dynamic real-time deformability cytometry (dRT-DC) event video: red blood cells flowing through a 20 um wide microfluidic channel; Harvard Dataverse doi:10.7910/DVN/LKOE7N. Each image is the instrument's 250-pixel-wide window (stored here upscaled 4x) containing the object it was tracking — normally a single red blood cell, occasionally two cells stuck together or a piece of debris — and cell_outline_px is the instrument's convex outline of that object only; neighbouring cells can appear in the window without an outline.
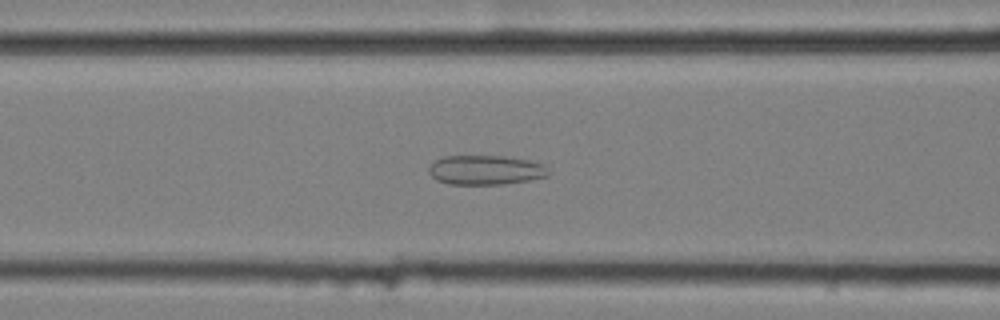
{"species": "common noctule bat (a hibernating species)", "species_latin": "Nyctalus noctula", "temperature_condition": "cold", "stored_images_in_passage": 42, "camera_frame_rate_fps": 3000, "um_per_image_px": 0.085, "animal": {"sex": "female", "body_mass_g": 25.1}, "frame": {"image": 1, "passage_image": 9, "time_ms": 2.667, "image_size_px": [1000, 320], "cell_outline_px": [[552, 172], [548, 176], [528, 180], [504, 184], [448, 184], [436, 180], [428, 172], [428, 168], [436, 160], [444, 156], [504, 156], [528, 160], [544, 164]], "centroid_in_image_um": [41.3, 14.45], "position_along_channel_um": 125.3, "area_um2": 20.63}}
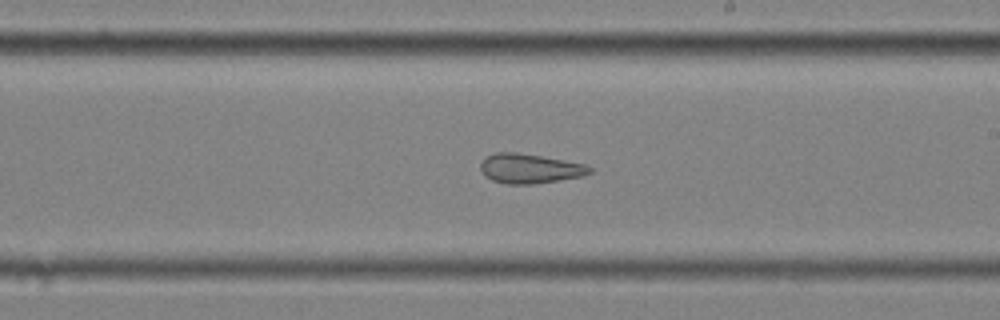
{"frame": {"image": 2, "passage_image": 19, "time_ms": 6.0, "image_size_px": [1000, 320], "cell_outline_px": [[592, 172], [584, 176], [560, 180], [532, 184], [508, 184], [492, 180], [484, 176], [480, 168], [480, 164], [488, 156], [496, 152], [516, 152], [588, 164], [592, 168]], "centroid_in_image_um": [45.06, 14.33], "position_along_channel_um": 243.9, "area_um2": 18.84}}
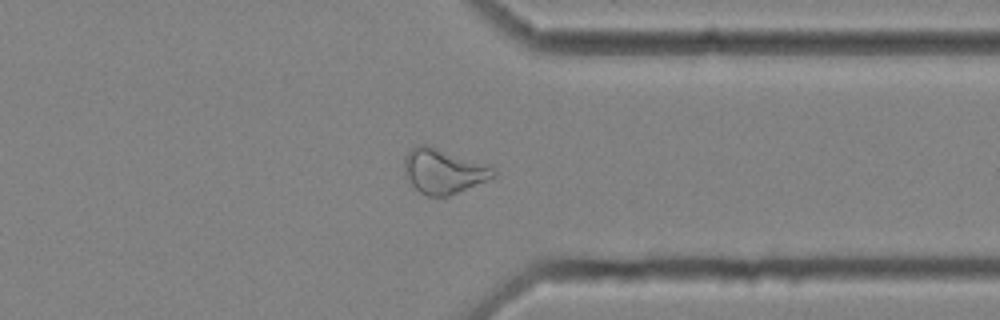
{"frame": {"image": 3, "passage_image": 30, "time_ms": 9.667, "image_size_px": [1000, 320], "cell_outline_px": [[496, 176], [448, 196], [428, 196], [420, 192], [412, 184], [404, 172], [404, 156], [412, 148], [420, 144], [428, 144], [492, 164], [496, 172]], "centroid_in_image_um": [37.73, 14.5], "position_along_channel_um": 373.7, "area_um2": 23.58}, "authors_computed_cell_mechanics": {"area_um2": 21.2993, "velocity_mm_per_s": 3.5654, "shape_relaxation_time_tau1_ms": null, "shape_relaxation_time_tau2_ms": 3.5914, "deformation_change_tau1": null, "deformation_change_tau2": 0.1276}}